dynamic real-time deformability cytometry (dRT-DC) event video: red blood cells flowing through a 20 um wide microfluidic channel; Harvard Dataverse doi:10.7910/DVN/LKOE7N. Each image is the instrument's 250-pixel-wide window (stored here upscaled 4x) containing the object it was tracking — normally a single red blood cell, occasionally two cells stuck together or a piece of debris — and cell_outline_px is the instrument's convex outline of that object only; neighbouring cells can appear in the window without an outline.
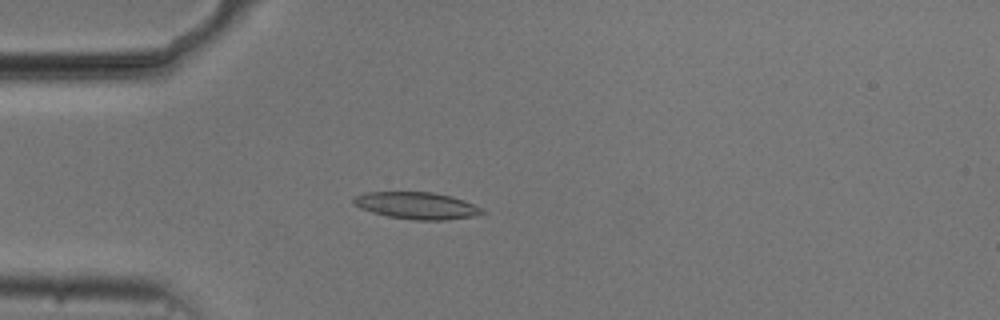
{"species": "common noctule bat (a hibernating species)", "species_latin": "Nyctalus noctula", "temperature_condition": "cold", "stored_images_in_passage": 41, "camera_frame_rate_fps": 3000, "um_per_image_px": 0.085, "animal": {"sex": "male", "body_mass_g": 20.5, "forearm_length_mm": 52.5}, "frame": {"image": 1, "passage_image": 2, "time_ms": 0.333, "image_size_px": [1000, 320], "cell_outline_px": [[484, 212], [476, 216], [448, 220], [412, 220], [388, 216], [372, 212], [360, 208], [352, 200], [352, 196], [364, 192], [432, 192], [452, 196], [464, 200], [480, 208]], "centroid_in_image_um": [35.4, 17.47], "position_along_channel_um": 49.6, "area_um2": 20.23}}
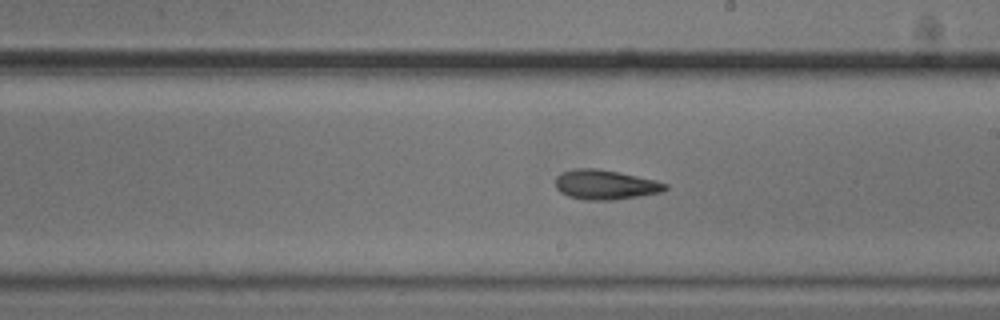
{"frame": {"image": 2, "passage_image": 18, "time_ms": 5.667, "image_size_px": [1000, 320], "cell_outline_px": [[668, 188], [664, 192], [612, 200], [584, 200], [568, 196], [560, 192], [556, 188], [556, 176], [560, 172], [572, 168], [596, 168], [656, 180], [668, 184]], "centroid_in_image_um": [51.43, 15.7], "position_along_channel_um": 237.6, "area_um2": 19.07}}
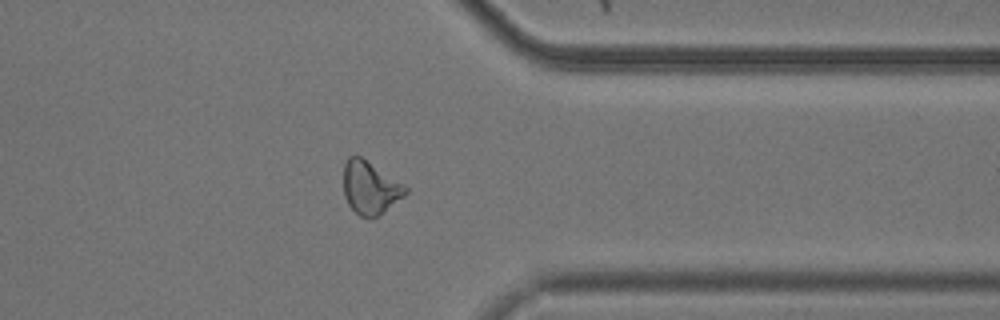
{"frame": {"image": 3, "passage_image": 30, "time_ms": 9.667, "image_size_px": [1000, 320], "cell_outline_px": [[408, 192], [404, 196], [376, 216], [360, 216], [348, 204], [344, 196], [344, 164], [348, 156], [360, 156], [404, 184], [408, 188]], "centroid_in_image_um": [31.45, 15.92], "position_along_channel_um": 380.0, "area_um2": 18.67}, "authors_computed_cell_mechanics": {"area_um2": 19.074, "velocity_mm_per_s": 3.7389, "shape_relaxation_time_tau1_ms": 4.3579, "shape_relaxation_time_tau2_ms": 4.9235, "deformation_change_tau1": 0.1266, "deformation_change_tau2": 0.1407}}